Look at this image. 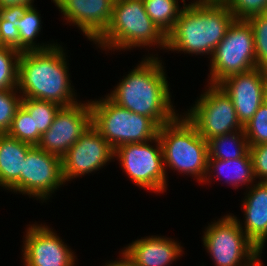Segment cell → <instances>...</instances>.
Here are the masks:
<instances>
[{
  "label": "cell",
  "mask_w": 267,
  "mask_h": 266,
  "mask_svg": "<svg viewBox=\"0 0 267 266\" xmlns=\"http://www.w3.org/2000/svg\"><path fill=\"white\" fill-rule=\"evenodd\" d=\"M147 55L107 96L136 114L149 117L158 127L179 114L171 102V93L162 60Z\"/></svg>",
  "instance_id": "cell-1"
},
{
  "label": "cell",
  "mask_w": 267,
  "mask_h": 266,
  "mask_svg": "<svg viewBox=\"0 0 267 266\" xmlns=\"http://www.w3.org/2000/svg\"><path fill=\"white\" fill-rule=\"evenodd\" d=\"M66 57L60 44L43 51L21 52L17 90L22 98L45 100L61 107L77 103Z\"/></svg>",
  "instance_id": "cell-2"
},
{
  "label": "cell",
  "mask_w": 267,
  "mask_h": 266,
  "mask_svg": "<svg viewBox=\"0 0 267 266\" xmlns=\"http://www.w3.org/2000/svg\"><path fill=\"white\" fill-rule=\"evenodd\" d=\"M184 2V3H183ZM174 28L166 36V50L211 57L235 20L225 3L192 1L185 3Z\"/></svg>",
  "instance_id": "cell-3"
},
{
  "label": "cell",
  "mask_w": 267,
  "mask_h": 266,
  "mask_svg": "<svg viewBox=\"0 0 267 266\" xmlns=\"http://www.w3.org/2000/svg\"><path fill=\"white\" fill-rule=\"evenodd\" d=\"M94 43L106 51L155 45L166 49V36L146 13L143 0H114L110 24Z\"/></svg>",
  "instance_id": "cell-4"
},
{
  "label": "cell",
  "mask_w": 267,
  "mask_h": 266,
  "mask_svg": "<svg viewBox=\"0 0 267 266\" xmlns=\"http://www.w3.org/2000/svg\"><path fill=\"white\" fill-rule=\"evenodd\" d=\"M164 169L192 175L202 183L207 174L208 142L184 115L159 127Z\"/></svg>",
  "instance_id": "cell-5"
},
{
  "label": "cell",
  "mask_w": 267,
  "mask_h": 266,
  "mask_svg": "<svg viewBox=\"0 0 267 266\" xmlns=\"http://www.w3.org/2000/svg\"><path fill=\"white\" fill-rule=\"evenodd\" d=\"M106 98L89 101L92 125L115 150L128 143L152 141L159 127L149 118L136 114Z\"/></svg>",
  "instance_id": "cell-6"
},
{
  "label": "cell",
  "mask_w": 267,
  "mask_h": 266,
  "mask_svg": "<svg viewBox=\"0 0 267 266\" xmlns=\"http://www.w3.org/2000/svg\"><path fill=\"white\" fill-rule=\"evenodd\" d=\"M211 223L202 241L216 266H254L258 262V248L240 228V219L228 214Z\"/></svg>",
  "instance_id": "cell-7"
},
{
  "label": "cell",
  "mask_w": 267,
  "mask_h": 266,
  "mask_svg": "<svg viewBox=\"0 0 267 266\" xmlns=\"http://www.w3.org/2000/svg\"><path fill=\"white\" fill-rule=\"evenodd\" d=\"M210 60L209 84L257 67L254 33L247 20H234Z\"/></svg>",
  "instance_id": "cell-8"
},
{
  "label": "cell",
  "mask_w": 267,
  "mask_h": 266,
  "mask_svg": "<svg viewBox=\"0 0 267 266\" xmlns=\"http://www.w3.org/2000/svg\"><path fill=\"white\" fill-rule=\"evenodd\" d=\"M196 101L183 114L206 141L243 130L232 100L218 84H208V89Z\"/></svg>",
  "instance_id": "cell-9"
},
{
  "label": "cell",
  "mask_w": 267,
  "mask_h": 266,
  "mask_svg": "<svg viewBox=\"0 0 267 266\" xmlns=\"http://www.w3.org/2000/svg\"><path fill=\"white\" fill-rule=\"evenodd\" d=\"M149 142L155 143L150 145ZM118 159L134 184L143 189L164 193L167 188V175L164 169L162 147L158 136L152 141L143 143H128L114 150Z\"/></svg>",
  "instance_id": "cell-10"
},
{
  "label": "cell",
  "mask_w": 267,
  "mask_h": 266,
  "mask_svg": "<svg viewBox=\"0 0 267 266\" xmlns=\"http://www.w3.org/2000/svg\"><path fill=\"white\" fill-rule=\"evenodd\" d=\"M64 183L62 158L33 146L23 161L22 195L44 202Z\"/></svg>",
  "instance_id": "cell-11"
},
{
  "label": "cell",
  "mask_w": 267,
  "mask_h": 266,
  "mask_svg": "<svg viewBox=\"0 0 267 266\" xmlns=\"http://www.w3.org/2000/svg\"><path fill=\"white\" fill-rule=\"evenodd\" d=\"M92 125L89 101L61 107L52 125L41 136L37 145L43 151L62 158L68 149Z\"/></svg>",
  "instance_id": "cell-12"
},
{
  "label": "cell",
  "mask_w": 267,
  "mask_h": 266,
  "mask_svg": "<svg viewBox=\"0 0 267 266\" xmlns=\"http://www.w3.org/2000/svg\"><path fill=\"white\" fill-rule=\"evenodd\" d=\"M114 159V149L91 125L62 157L64 181L99 171Z\"/></svg>",
  "instance_id": "cell-13"
},
{
  "label": "cell",
  "mask_w": 267,
  "mask_h": 266,
  "mask_svg": "<svg viewBox=\"0 0 267 266\" xmlns=\"http://www.w3.org/2000/svg\"><path fill=\"white\" fill-rule=\"evenodd\" d=\"M26 230L22 246L24 266H74V254L47 225L33 224ZM24 249V250H23Z\"/></svg>",
  "instance_id": "cell-14"
},
{
  "label": "cell",
  "mask_w": 267,
  "mask_h": 266,
  "mask_svg": "<svg viewBox=\"0 0 267 266\" xmlns=\"http://www.w3.org/2000/svg\"><path fill=\"white\" fill-rule=\"evenodd\" d=\"M266 81L267 70L256 67L247 72L230 75L218 83L232 100L242 126L250 121L264 103Z\"/></svg>",
  "instance_id": "cell-15"
},
{
  "label": "cell",
  "mask_w": 267,
  "mask_h": 266,
  "mask_svg": "<svg viewBox=\"0 0 267 266\" xmlns=\"http://www.w3.org/2000/svg\"><path fill=\"white\" fill-rule=\"evenodd\" d=\"M67 22L95 42L108 28L114 0H53Z\"/></svg>",
  "instance_id": "cell-16"
},
{
  "label": "cell",
  "mask_w": 267,
  "mask_h": 266,
  "mask_svg": "<svg viewBox=\"0 0 267 266\" xmlns=\"http://www.w3.org/2000/svg\"><path fill=\"white\" fill-rule=\"evenodd\" d=\"M255 183L248 186L249 191L242 201L245 221L244 226L240 223V228L258 248L260 255L267 240V182Z\"/></svg>",
  "instance_id": "cell-17"
},
{
  "label": "cell",
  "mask_w": 267,
  "mask_h": 266,
  "mask_svg": "<svg viewBox=\"0 0 267 266\" xmlns=\"http://www.w3.org/2000/svg\"><path fill=\"white\" fill-rule=\"evenodd\" d=\"M180 245L171 238L152 235L133 241L122 251L138 266H170L182 256Z\"/></svg>",
  "instance_id": "cell-18"
},
{
  "label": "cell",
  "mask_w": 267,
  "mask_h": 266,
  "mask_svg": "<svg viewBox=\"0 0 267 266\" xmlns=\"http://www.w3.org/2000/svg\"><path fill=\"white\" fill-rule=\"evenodd\" d=\"M33 147L9 136L0 134V186L21 193V172L23 161L28 151Z\"/></svg>",
  "instance_id": "cell-19"
},
{
  "label": "cell",
  "mask_w": 267,
  "mask_h": 266,
  "mask_svg": "<svg viewBox=\"0 0 267 266\" xmlns=\"http://www.w3.org/2000/svg\"><path fill=\"white\" fill-rule=\"evenodd\" d=\"M210 172H215L217 175L213 176L219 178L221 175L227 176L228 174V179H226L225 182L227 184L231 183V185L237 189L238 186H244L246 184V186H248L250 183L253 184L254 180H256L250 152L245 156L232 160L208 159L207 174L203 183H206V181L207 183L210 182Z\"/></svg>",
  "instance_id": "cell-20"
},
{
  "label": "cell",
  "mask_w": 267,
  "mask_h": 266,
  "mask_svg": "<svg viewBox=\"0 0 267 266\" xmlns=\"http://www.w3.org/2000/svg\"><path fill=\"white\" fill-rule=\"evenodd\" d=\"M207 142L208 159L232 160L245 156L249 152V143L244 129L215 136Z\"/></svg>",
  "instance_id": "cell-21"
},
{
  "label": "cell",
  "mask_w": 267,
  "mask_h": 266,
  "mask_svg": "<svg viewBox=\"0 0 267 266\" xmlns=\"http://www.w3.org/2000/svg\"><path fill=\"white\" fill-rule=\"evenodd\" d=\"M146 13L158 29L167 36L182 11L178 0H143Z\"/></svg>",
  "instance_id": "cell-22"
},
{
  "label": "cell",
  "mask_w": 267,
  "mask_h": 266,
  "mask_svg": "<svg viewBox=\"0 0 267 266\" xmlns=\"http://www.w3.org/2000/svg\"><path fill=\"white\" fill-rule=\"evenodd\" d=\"M29 5H14L0 9V44L20 51L18 23Z\"/></svg>",
  "instance_id": "cell-23"
},
{
  "label": "cell",
  "mask_w": 267,
  "mask_h": 266,
  "mask_svg": "<svg viewBox=\"0 0 267 266\" xmlns=\"http://www.w3.org/2000/svg\"><path fill=\"white\" fill-rule=\"evenodd\" d=\"M41 14L33 6H30L24 16L20 19L18 23V30L20 35V52L26 51H43L52 48L56 44H39L34 41L37 35L39 36V31L42 28L41 25Z\"/></svg>",
  "instance_id": "cell-24"
},
{
  "label": "cell",
  "mask_w": 267,
  "mask_h": 266,
  "mask_svg": "<svg viewBox=\"0 0 267 266\" xmlns=\"http://www.w3.org/2000/svg\"><path fill=\"white\" fill-rule=\"evenodd\" d=\"M21 105L33 118L34 131H38L41 135L52 125L56 114L61 108L56 103L32 98H22Z\"/></svg>",
  "instance_id": "cell-25"
},
{
  "label": "cell",
  "mask_w": 267,
  "mask_h": 266,
  "mask_svg": "<svg viewBox=\"0 0 267 266\" xmlns=\"http://www.w3.org/2000/svg\"><path fill=\"white\" fill-rule=\"evenodd\" d=\"M7 134L33 146L39 144L42 136L38 131H34L33 118L22 105L18 108Z\"/></svg>",
  "instance_id": "cell-26"
},
{
  "label": "cell",
  "mask_w": 267,
  "mask_h": 266,
  "mask_svg": "<svg viewBox=\"0 0 267 266\" xmlns=\"http://www.w3.org/2000/svg\"><path fill=\"white\" fill-rule=\"evenodd\" d=\"M20 54L16 49L0 47V90L17 89Z\"/></svg>",
  "instance_id": "cell-27"
},
{
  "label": "cell",
  "mask_w": 267,
  "mask_h": 266,
  "mask_svg": "<svg viewBox=\"0 0 267 266\" xmlns=\"http://www.w3.org/2000/svg\"><path fill=\"white\" fill-rule=\"evenodd\" d=\"M247 21L254 33L257 67L267 70V13L254 15Z\"/></svg>",
  "instance_id": "cell-28"
},
{
  "label": "cell",
  "mask_w": 267,
  "mask_h": 266,
  "mask_svg": "<svg viewBox=\"0 0 267 266\" xmlns=\"http://www.w3.org/2000/svg\"><path fill=\"white\" fill-rule=\"evenodd\" d=\"M18 93L17 89L0 90V134L9 131L14 116L21 106L22 96Z\"/></svg>",
  "instance_id": "cell-29"
},
{
  "label": "cell",
  "mask_w": 267,
  "mask_h": 266,
  "mask_svg": "<svg viewBox=\"0 0 267 266\" xmlns=\"http://www.w3.org/2000/svg\"><path fill=\"white\" fill-rule=\"evenodd\" d=\"M249 146L267 143V105L262 104L243 126Z\"/></svg>",
  "instance_id": "cell-30"
},
{
  "label": "cell",
  "mask_w": 267,
  "mask_h": 266,
  "mask_svg": "<svg viewBox=\"0 0 267 266\" xmlns=\"http://www.w3.org/2000/svg\"><path fill=\"white\" fill-rule=\"evenodd\" d=\"M225 4L236 20L267 13V0H226Z\"/></svg>",
  "instance_id": "cell-31"
},
{
  "label": "cell",
  "mask_w": 267,
  "mask_h": 266,
  "mask_svg": "<svg viewBox=\"0 0 267 266\" xmlns=\"http://www.w3.org/2000/svg\"><path fill=\"white\" fill-rule=\"evenodd\" d=\"M255 178L267 182V143L249 146Z\"/></svg>",
  "instance_id": "cell-32"
},
{
  "label": "cell",
  "mask_w": 267,
  "mask_h": 266,
  "mask_svg": "<svg viewBox=\"0 0 267 266\" xmlns=\"http://www.w3.org/2000/svg\"><path fill=\"white\" fill-rule=\"evenodd\" d=\"M120 260H115L112 262L105 263V266H138L129 256H127L123 251H121Z\"/></svg>",
  "instance_id": "cell-33"
},
{
  "label": "cell",
  "mask_w": 267,
  "mask_h": 266,
  "mask_svg": "<svg viewBox=\"0 0 267 266\" xmlns=\"http://www.w3.org/2000/svg\"><path fill=\"white\" fill-rule=\"evenodd\" d=\"M34 0H0V9L14 5H29L33 6Z\"/></svg>",
  "instance_id": "cell-34"
},
{
  "label": "cell",
  "mask_w": 267,
  "mask_h": 266,
  "mask_svg": "<svg viewBox=\"0 0 267 266\" xmlns=\"http://www.w3.org/2000/svg\"><path fill=\"white\" fill-rule=\"evenodd\" d=\"M201 2H217V3H225L226 0H199Z\"/></svg>",
  "instance_id": "cell-35"
},
{
  "label": "cell",
  "mask_w": 267,
  "mask_h": 266,
  "mask_svg": "<svg viewBox=\"0 0 267 266\" xmlns=\"http://www.w3.org/2000/svg\"><path fill=\"white\" fill-rule=\"evenodd\" d=\"M264 104L267 105V81L265 83V89H264Z\"/></svg>",
  "instance_id": "cell-36"
},
{
  "label": "cell",
  "mask_w": 267,
  "mask_h": 266,
  "mask_svg": "<svg viewBox=\"0 0 267 266\" xmlns=\"http://www.w3.org/2000/svg\"><path fill=\"white\" fill-rule=\"evenodd\" d=\"M260 260H261V255H258V262L254 266H264L263 263H261L262 261Z\"/></svg>",
  "instance_id": "cell-37"
}]
</instances>
